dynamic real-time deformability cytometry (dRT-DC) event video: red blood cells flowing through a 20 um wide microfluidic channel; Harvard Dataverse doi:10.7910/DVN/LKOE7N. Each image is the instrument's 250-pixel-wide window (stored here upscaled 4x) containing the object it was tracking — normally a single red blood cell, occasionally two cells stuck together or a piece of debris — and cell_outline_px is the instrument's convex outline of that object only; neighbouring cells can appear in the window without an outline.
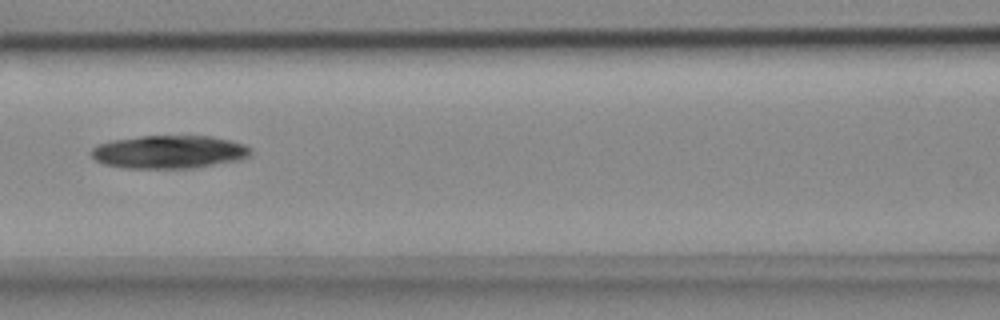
{"species": "common noctule bat (a hibernating species)", "species_latin": "Nyctalus noctula", "temperature_condition": "cold", "stored_images_in_passage": 7, "camera_frame_rate_fps": 3000, "um_per_image_px": 0.085, "animal": {"sex": "female", "body_mass_g": 18.4}, "frame": {"image": 1, "passage_image": 5, "time_ms": 1.333, "image_size_px": [1000, 320], "cell_outline_px": [[252, 152], [248, 156], [240, 160], [196, 168], [124, 168], [104, 164], [96, 160], [92, 156], [92, 148], [96, 144], [112, 140], [140, 136], [212, 136], [232, 140], [244, 144], [252, 148]], "centroid_in_image_um": [14.4, 12.91], "position_along_channel_um": 152.2, "area_um2": 31.04}}
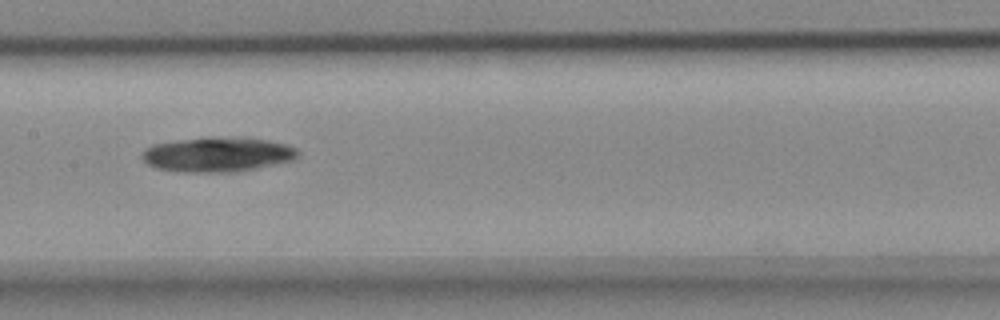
{"frame": {"image": 2, "passage_image": 6, "time_ms": 1.667, "image_size_px": [1000, 320], "cell_outline_px": [[300, 152], [296, 160], [236, 172], [184, 172], [156, 168], [148, 164], [140, 156], [144, 148], [152, 144], [176, 140], [240, 136], [268, 140], [284, 144], [296, 148]], "centroid_in_image_um": [18.51, 13.13], "position_along_channel_um": 188.9, "area_um2": 31.73}}
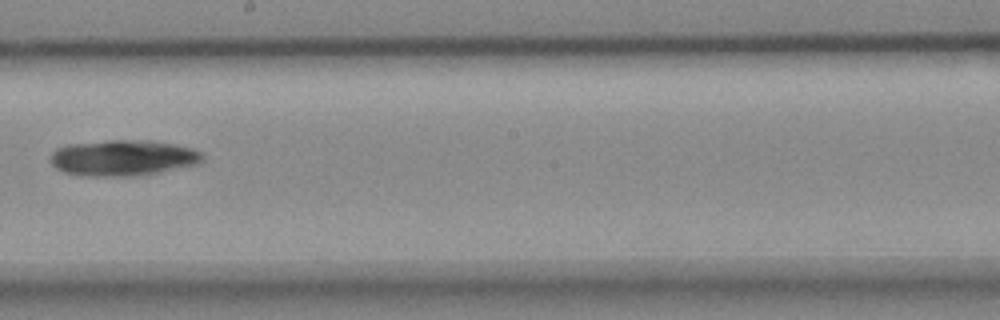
{"frame": {"image": 3, "passage_image": 7, "time_ms": 2.0, "image_size_px": [1000, 320], "cell_outline_px": [[204, 160], [200, 164], [156, 172], [132, 176], [80, 176], [64, 172], [56, 168], [52, 164], [52, 152], [56, 148], [68, 144], [108, 140], [148, 140], [172, 144], [192, 148], [200, 152], [204, 156]], "centroid_in_image_um": [10.45, 13.41], "position_along_channel_um": 237.8, "area_um2": 31.79}}